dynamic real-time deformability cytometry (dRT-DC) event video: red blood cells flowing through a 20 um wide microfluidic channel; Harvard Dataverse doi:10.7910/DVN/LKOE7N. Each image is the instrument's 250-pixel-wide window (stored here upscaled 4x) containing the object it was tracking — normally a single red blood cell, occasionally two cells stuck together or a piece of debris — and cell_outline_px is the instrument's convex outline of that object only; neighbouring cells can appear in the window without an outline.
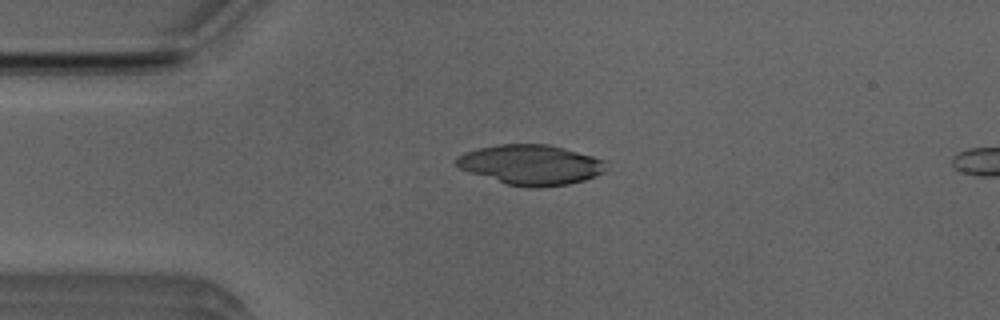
{"species": "Egyptian fruit bat (a non-hibernating species)", "species_latin": "Rousettus aegyptiacus", "temperature_condition": "room temperature", "stored_images_in_passage": 4, "camera_frame_rate_fps": 3000, "um_per_image_px": 0.085, "animal": {"sex": "male"}, "frame": {"image": 1, "passage_image": 1, "time_ms": 0.0, "image_size_px": [1000, 320], "cell_outline_px": [[604, 172], [584, 180], [568, 184], [536, 188], [508, 184], [468, 172], [460, 168], [456, 164], [456, 156], [464, 152], [480, 148], [500, 144], [548, 144], [564, 148], [592, 156], [604, 160]], "centroid_in_image_um": [45.09, 14.0], "position_along_channel_um": 39.9, "area_um2": 34.56}}